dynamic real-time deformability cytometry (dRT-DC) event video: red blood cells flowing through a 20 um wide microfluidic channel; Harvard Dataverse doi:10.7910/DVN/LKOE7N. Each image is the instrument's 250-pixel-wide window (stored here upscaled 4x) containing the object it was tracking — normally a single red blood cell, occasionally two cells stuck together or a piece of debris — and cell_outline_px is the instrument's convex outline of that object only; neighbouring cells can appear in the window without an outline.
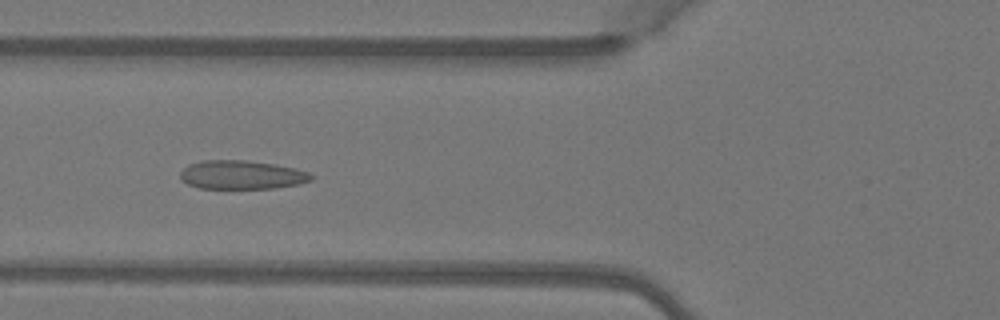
{"species": "Egyptian fruit bat (a non-hibernating species)", "species_latin": "Rousettus aegyptiacus", "temperature_condition": "warm", "stored_images_in_passage": 6, "camera_frame_rate_fps": 3000, "um_per_image_px": 0.085, "animal": {"sex": "female"}, "frame": {"image": 1, "passage_image": 4, "time_ms": 1.0, "image_size_px": [1000, 320], "cell_outline_px": [[312, 180], [296, 184], [272, 188], [200, 188], [188, 184], [180, 180], [180, 172], [188, 164], [200, 160], [244, 160], [276, 164], [296, 168], [308, 172], [312, 176]], "centroid_in_image_um": [20.5, 14.85], "position_along_channel_um": 105.3, "area_um2": 21.91}}
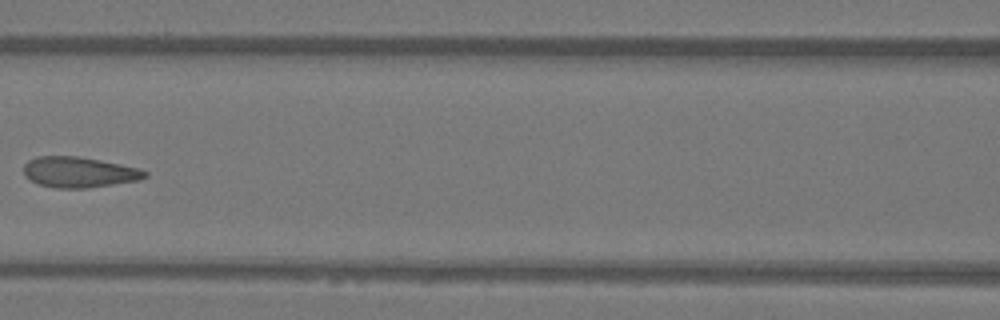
{"frame": {"image": 2, "passage_image": 5, "time_ms": 1.333, "image_size_px": [1000, 320], "cell_outline_px": [[148, 176], [140, 180], [88, 188], [56, 188], [40, 184], [24, 176], [24, 164], [28, 160], [36, 156], [80, 156], [120, 164], [136, 168], [148, 172]], "centroid_in_image_um": [6.71, 14.63], "position_along_channel_um": 159.9, "area_um2": 21.62}}
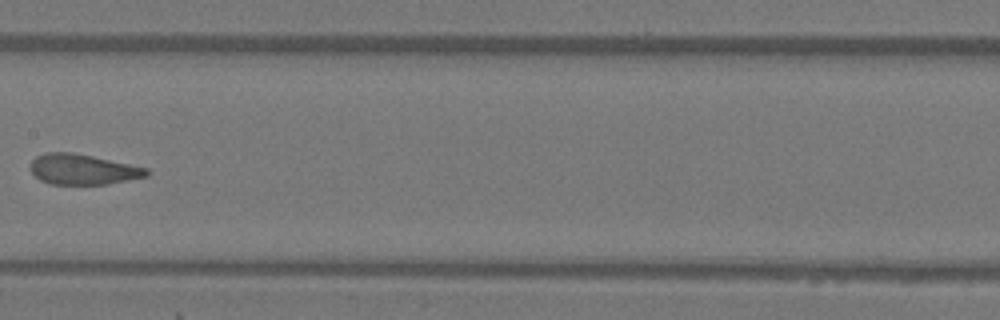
{"frame": {"image": 3, "passage_image": 6, "time_ms": 1.667, "image_size_px": [1000, 320], "cell_outline_px": [[152, 172], [148, 176], [104, 184], [48, 184], [40, 180], [28, 168], [32, 160], [36, 156], [44, 152], [72, 152], [92, 156], [148, 168]], "centroid_in_image_um": [7.01, 14.39], "position_along_channel_um": 200.4, "area_um2": 20.63}}